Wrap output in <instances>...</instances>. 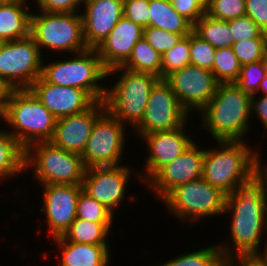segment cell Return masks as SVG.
<instances>
[{
  "instance_id": "obj_50",
  "label": "cell",
  "mask_w": 267,
  "mask_h": 266,
  "mask_svg": "<svg viewBox=\"0 0 267 266\" xmlns=\"http://www.w3.org/2000/svg\"><path fill=\"white\" fill-rule=\"evenodd\" d=\"M266 60H267V43H266Z\"/></svg>"
},
{
  "instance_id": "obj_19",
  "label": "cell",
  "mask_w": 267,
  "mask_h": 266,
  "mask_svg": "<svg viewBox=\"0 0 267 266\" xmlns=\"http://www.w3.org/2000/svg\"><path fill=\"white\" fill-rule=\"evenodd\" d=\"M81 11L87 48L96 49L123 16V0H84Z\"/></svg>"
},
{
  "instance_id": "obj_12",
  "label": "cell",
  "mask_w": 267,
  "mask_h": 266,
  "mask_svg": "<svg viewBox=\"0 0 267 266\" xmlns=\"http://www.w3.org/2000/svg\"><path fill=\"white\" fill-rule=\"evenodd\" d=\"M189 116L170 84L159 79L151 89L143 119L133 132L139 139L144 134L172 130L184 125L191 118Z\"/></svg>"
},
{
  "instance_id": "obj_30",
  "label": "cell",
  "mask_w": 267,
  "mask_h": 266,
  "mask_svg": "<svg viewBox=\"0 0 267 266\" xmlns=\"http://www.w3.org/2000/svg\"><path fill=\"white\" fill-rule=\"evenodd\" d=\"M240 70L241 65L232 47L216 49L212 72L219 83L235 82Z\"/></svg>"
},
{
  "instance_id": "obj_3",
  "label": "cell",
  "mask_w": 267,
  "mask_h": 266,
  "mask_svg": "<svg viewBox=\"0 0 267 266\" xmlns=\"http://www.w3.org/2000/svg\"><path fill=\"white\" fill-rule=\"evenodd\" d=\"M215 143L217 147L204 148L202 178L229 194L256 172L260 150H254L246 141Z\"/></svg>"
},
{
  "instance_id": "obj_35",
  "label": "cell",
  "mask_w": 267,
  "mask_h": 266,
  "mask_svg": "<svg viewBox=\"0 0 267 266\" xmlns=\"http://www.w3.org/2000/svg\"><path fill=\"white\" fill-rule=\"evenodd\" d=\"M206 14L223 21L245 16V0H207Z\"/></svg>"
},
{
  "instance_id": "obj_4",
  "label": "cell",
  "mask_w": 267,
  "mask_h": 266,
  "mask_svg": "<svg viewBox=\"0 0 267 266\" xmlns=\"http://www.w3.org/2000/svg\"><path fill=\"white\" fill-rule=\"evenodd\" d=\"M109 76L118 78L117 81L113 80L114 85L106 87L103 100L105 110L123 125H129L131 131L143 119L151 89L160 78L149 73L131 71L122 66L108 70L107 79Z\"/></svg>"
},
{
  "instance_id": "obj_18",
  "label": "cell",
  "mask_w": 267,
  "mask_h": 266,
  "mask_svg": "<svg viewBox=\"0 0 267 266\" xmlns=\"http://www.w3.org/2000/svg\"><path fill=\"white\" fill-rule=\"evenodd\" d=\"M103 101H96L87 110L58 118L50 142L66 151L82 154L95 121L105 112Z\"/></svg>"
},
{
  "instance_id": "obj_34",
  "label": "cell",
  "mask_w": 267,
  "mask_h": 266,
  "mask_svg": "<svg viewBox=\"0 0 267 266\" xmlns=\"http://www.w3.org/2000/svg\"><path fill=\"white\" fill-rule=\"evenodd\" d=\"M267 38L242 40L232 45V50L241 66L256 63L266 58Z\"/></svg>"
},
{
  "instance_id": "obj_28",
  "label": "cell",
  "mask_w": 267,
  "mask_h": 266,
  "mask_svg": "<svg viewBox=\"0 0 267 266\" xmlns=\"http://www.w3.org/2000/svg\"><path fill=\"white\" fill-rule=\"evenodd\" d=\"M192 31L215 49L230 48L234 44L229 23L204 14L193 24Z\"/></svg>"
},
{
  "instance_id": "obj_39",
  "label": "cell",
  "mask_w": 267,
  "mask_h": 266,
  "mask_svg": "<svg viewBox=\"0 0 267 266\" xmlns=\"http://www.w3.org/2000/svg\"><path fill=\"white\" fill-rule=\"evenodd\" d=\"M123 16L146 28L150 25L149 0H123Z\"/></svg>"
},
{
  "instance_id": "obj_36",
  "label": "cell",
  "mask_w": 267,
  "mask_h": 266,
  "mask_svg": "<svg viewBox=\"0 0 267 266\" xmlns=\"http://www.w3.org/2000/svg\"><path fill=\"white\" fill-rule=\"evenodd\" d=\"M216 49L197 36L190 33V64L212 71Z\"/></svg>"
},
{
  "instance_id": "obj_6",
  "label": "cell",
  "mask_w": 267,
  "mask_h": 266,
  "mask_svg": "<svg viewBox=\"0 0 267 266\" xmlns=\"http://www.w3.org/2000/svg\"><path fill=\"white\" fill-rule=\"evenodd\" d=\"M47 61L44 58L41 73L46 82L82 89L95 101L104 100L107 85L102 81H107L108 70L103 66L96 49L88 48L75 53L70 59Z\"/></svg>"
},
{
  "instance_id": "obj_37",
  "label": "cell",
  "mask_w": 267,
  "mask_h": 266,
  "mask_svg": "<svg viewBox=\"0 0 267 266\" xmlns=\"http://www.w3.org/2000/svg\"><path fill=\"white\" fill-rule=\"evenodd\" d=\"M234 43L254 38H267L258 25L248 16L237 17L227 21Z\"/></svg>"
},
{
  "instance_id": "obj_13",
  "label": "cell",
  "mask_w": 267,
  "mask_h": 266,
  "mask_svg": "<svg viewBox=\"0 0 267 266\" xmlns=\"http://www.w3.org/2000/svg\"><path fill=\"white\" fill-rule=\"evenodd\" d=\"M188 123L189 121L172 130L144 134L139 138L142 143L145 142L149 154L146 155V161H143L145 162L143 168H145L142 170L145 172L135 171L136 179L138 176L141 185H145L163 166L172 162L195 142L193 141L195 138L190 136H195L199 131L196 129V132H193L194 135L193 133L190 135L186 129Z\"/></svg>"
},
{
  "instance_id": "obj_23",
  "label": "cell",
  "mask_w": 267,
  "mask_h": 266,
  "mask_svg": "<svg viewBox=\"0 0 267 266\" xmlns=\"http://www.w3.org/2000/svg\"><path fill=\"white\" fill-rule=\"evenodd\" d=\"M30 0L0 4V41L19 40L29 35ZM29 3V4H28Z\"/></svg>"
},
{
  "instance_id": "obj_27",
  "label": "cell",
  "mask_w": 267,
  "mask_h": 266,
  "mask_svg": "<svg viewBox=\"0 0 267 266\" xmlns=\"http://www.w3.org/2000/svg\"><path fill=\"white\" fill-rule=\"evenodd\" d=\"M161 62L162 55L142 37L122 67L135 72L153 74L161 79Z\"/></svg>"
},
{
  "instance_id": "obj_16",
  "label": "cell",
  "mask_w": 267,
  "mask_h": 266,
  "mask_svg": "<svg viewBox=\"0 0 267 266\" xmlns=\"http://www.w3.org/2000/svg\"><path fill=\"white\" fill-rule=\"evenodd\" d=\"M197 140L172 162L163 166L144 186L160 201L175 187L202 178L204 149Z\"/></svg>"
},
{
  "instance_id": "obj_31",
  "label": "cell",
  "mask_w": 267,
  "mask_h": 266,
  "mask_svg": "<svg viewBox=\"0 0 267 266\" xmlns=\"http://www.w3.org/2000/svg\"><path fill=\"white\" fill-rule=\"evenodd\" d=\"M190 64V34L183 36L175 46L162 55L161 79Z\"/></svg>"
},
{
  "instance_id": "obj_43",
  "label": "cell",
  "mask_w": 267,
  "mask_h": 266,
  "mask_svg": "<svg viewBox=\"0 0 267 266\" xmlns=\"http://www.w3.org/2000/svg\"><path fill=\"white\" fill-rule=\"evenodd\" d=\"M251 118L257 115V120L261 121V124L266 129L267 134V95L254 94L251 95ZM254 113V114H253Z\"/></svg>"
},
{
  "instance_id": "obj_10",
  "label": "cell",
  "mask_w": 267,
  "mask_h": 266,
  "mask_svg": "<svg viewBox=\"0 0 267 266\" xmlns=\"http://www.w3.org/2000/svg\"><path fill=\"white\" fill-rule=\"evenodd\" d=\"M44 57L30 35L19 40L2 42L0 77L14 89H29L41 76Z\"/></svg>"
},
{
  "instance_id": "obj_24",
  "label": "cell",
  "mask_w": 267,
  "mask_h": 266,
  "mask_svg": "<svg viewBox=\"0 0 267 266\" xmlns=\"http://www.w3.org/2000/svg\"><path fill=\"white\" fill-rule=\"evenodd\" d=\"M149 27L163 29L182 37L192 32L193 24L173 7L171 0H149Z\"/></svg>"
},
{
  "instance_id": "obj_1",
  "label": "cell",
  "mask_w": 267,
  "mask_h": 266,
  "mask_svg": "<svg viewBox=\"0 0 267 266\" xmlns=\"http://www.w3.org/2000/svg\"><path fill=\"white\" fill-rule=\"evenodd\" d=\"M231 217L228 236L232 243H218L225 258L252 255L261 245L267 229L265 182L255 172L226 196L224 215ZM265 229V230H264ZM263 233V234H262Z\"/></svg>"
},
{
  "instance_id": "obj_20",
  "label": "cell",
  "mask_w": 267,
  "mask_h": 266,
  "mask_svg": "<svg viewBox=\"0 0 267 266\" xmlns=\"http://www.w3.org/2000/svg\"><path fill=\"white\" fill-rule=\"evenodd\" d=\"M29 89L57 119L83 112L96 102L82 89L50 84L41 76Z\"/></svg>"
},
{
  "instance_id": "obj_32",
  "label": "cell",
  "mask_w": 267,
  "mask_h": 266,
  "mask_svg": "<svg viewBox=\"0 0 267 266\" xmlns=\"http://www.w3.org/2000/svg\"><path fill=\"white\" fill-rule=\"evenodd\" d=\"M113 215L107 208L83 190L77 199L76 218L93 222H114Z\"/></svg>"
},
{
  "instance_id": "obj_41",
  "label": "cell",
  "mask_w": 267,
  "mask_h": 266,
  "mask_svg": "<svg viewBox=\"0 0 267 266\" xmlns=\"http://www.w3.org/2000/svg\"><path fill=\"white\" fill-rule=\"evenodd\" d=\"M37 2V4H36ZM38 11L47 13L81 12L82 0H34ZM39 8V9H38ZM80 10V11H79Z\"/></svg>"
},
{
  "instance_id": "obj_9",
  "label": "cell",
  "mask_w": 267,
  "mask_h": 266,
  "mask_svg": "<svg viewBox=\"0 0 267 266\" xmlns=\"http://www.w3.org/2000/svg\"><path fill=\"white\" fill-rule=\"evenodd\" d=\"M226 196L221 189L199 178L175 187L161 203L175 219L200 223L224 215Z\"/></svg>"
},
{
  "instance_id": "obj_2",
  "label": "cell",
  "mask_w": 267,
  "mask_h": 266,
  "mask_svg": "<svg viewBox=\"0 0 267 266\" xmlns=\"http://www.w3.org/2000/svg\"><path fill=\"white\" fill-rule=\"evenodd\" d=\"M251 95L234 82L219 83L209 103L199 112L201 129L215 141H247L251 129ZM251 119V120H250Z\"/></svg>"
},
{
  "instance_id": "obj_48",
  "label": "cell",
  "mask_w": 267,
  "mask_h": 266,
  "mask_svg": "<svg viewBox=\"0 0 267 266\" xmlns=\"http://www.w3.org/2000/svg\"><path fill=\"white\" fill-rule=\"evenodd\" d=\"M267 95V76L262 80L258 88V94Z\"/></svg>"
},
{
  "instance_id": "obj_21",
  "label": "cell",
  "mask_w": 267,
  "mask_h": 266,
  "mask_svg": "<svg viewBox=\"0 0 267 266\" xmlns=\"http://www.w3.org/2000/svg\"><path fill=\"white\" fill-rule=\"evenodd\" d=\"M143 29L122 16L108 37L96 48L103 66L110 70L122 66L130 57L133 47L143 37Z\"/></svg>"
},
{
  "instance_id": "obj_15",
  "label": "cell",
  "mask_w": 267,
  "mask_h": 266,
  "mask_svg": "<svg viewBox=\"0 0 267 266\" xmlns=\"http://www.w3.org/2000/svg\"><path fill=\"white\" fill-rule=\"evenodd\" d=\"M132 170L126 164L87 168L82 183L83 191L114 215L127 196L126 190L134 173Z\"/></svg>"
},
{
  "instance_id": "obj_33",
  "label": "cell",
  "mask_w": 267,
  "mask_h": 266,
  "mask_svg": "<svg viewBox=\"0 0 267 266\" xmlns=\"http://www.w3.org/2000/svg\"><path fill=\"white\" fill-rule=\"evenodd\" d=\"M267 76V60L241 66L238 79L234 82L243 92L258 94L262 80Z\"/></svg>"
},
{
  "instance_id": "obj_22",
  "label": "cell",
  "mask_w": 267,
  "mask_h": 266,
  "mask_svg": "<svg viewBox=\"0 0 267 266\" xmlns=\"http://www.w3.org/2000/svg\"><path fill=\"white\" fill-rule=\"evenodd\" d=\"M57 249L58 266H109L110 245H93L65 241L61 236L53 238ZM61 258V259H60Z\"/></svg>"
},
{
  "instance_id": "obj_25",
  "label": "cell",
  "mask_w": 267,
  "mask_h": 266,
  "mask_svg": "<svg viewBox=\"0 0 267 266\" xmlns=\"http://www.w3.org/2000/svg\"><path fill=\"white\" fill-rule=\"evenodd\" d=\"M0 128V183L25 172V149L8 131Z\"/></svg>"
},
{
  "instance_id": "obj_7",
  "label": "cell",
  "mask_w": 267,
  "mask_h": 266,
  "mask_svg": "<svg viewBox=\"0 0 267 266\" xmlns=\"http://www.w3.org/2000/svg\"><path fill=\"white\" fill-rule=\"evenodd\" d=\"M36 12L32 10L30 14L29 35L34 39L43 56L47 50L58 55H63L65 52L73 55L88 49L84 41L80 12L39 11L38 13L37 10Z\"/></svg>"
},
{
  "instance_id": "obj_42",
  "label": "cell",
  "mask_w": 267,
  "mask_h": 266,
  "mask_svg": "<svg viewBox=\"0 0 267 266\" xmlns=\"http://www.w3.org/2000/svg\"><path fill=\"white\" fill-rule=\"evenodd\" d=\"M245 15L267 34V0H245Z\"/></svg>"
},
{
  "instance_id": "obj_44",
  "label": "cell",
  "mask_w": 267,
  "mask_h": 266,
  "mask_svg": "<svg viewBox=\"0 0 267 266\" xmlns=\"http://www.w3.org/2000/svg\"><path fill=\"white\" fill-rule=\"evenodd\" d=\"M14 90L3 77H0V120L5 115L7 104Z\"/></svg>"
},
{
  "instance_id": "obj_46",
  "label": "cell",
  "mask_w": 267,
  "mask_h": 266,
  "mask_svg": "<svg viewBox=\"0 0 267 266\" xmlns=\"http://www.w3.org/2000/svg\"><path fill=\"white\" fill-rule=\"evenodd\" d=\"M260 156L261 154L259 155L256 172L262 177V179L265 182V194H266V201H267V162L264 164L262 161V157Z\"/></svg>"
},
{
  "instance_id": "obj_29",
  "label": "cell",
  "mask_w": 267,
  "mask_h": 266,
  "mask_svg": "<svg viewBox=\"0 0 267 266\" xmlns=\"http://www.w3.org/2000/svg\"><path fill=\"white\" fill-rule=\"evenodd\" d=\"M152 266V265H151ZM153 266H224V256L218 243L174 256L164 263Z\"/></svg>"
},
{
  "instance_id": "obj_14",
  "label": "cell",
  "mask_w": 267,
  "mask_h": 266,
  "mask_svg": "<svg viewBox=\"0 0 267 266\" xmlns=\"http://www.w3.org/2000/svg\"><path fill=\"white\" fill-rule=\"evenodd\" d=\"M165 80L190 115L195 110L199 113L209 103L219 84L211 70L191 64L172 72Z\"/></svg>"
},
{
  "instance_id": "obj_5",
  "label": "cell",
  "mask_w": 267,
  "mask_h": 266,
  "mask_svg": "<svg viewBox=\"0 0 267 266\" xmlns=\"http://www.w3.org/2000/svg\"><path fill=\"white\" fill-rule=\"evenodd\" d=\"M2 120L26 150L34 143L51 140L57 118L30 89H15Z\"/></svg>"
},
{
  "instance_id": "obj_47",
  "label": "cell",
  "mask_w": 267,
  "mask_h": 266,
  "mask_svg": "<svg viewBox=\"0 0 267 266\" xmlns=\"http://www.w3.org/2000/svg\"><path fill=\"white\" fill-rule=\"evenodd\" d=\"M262 246L263 250H261V246L258 247V249L252 254L260 263H262L264 266H267V239L266 242L263 243ZM262 251V252H261Z\"/></svg>"
},
{
  "instance_id": "obj_11",
  "label": "cell",
  "mask_w": 267,
  "mask_h": 266,
  "mask_svg": "<svg viewBox=\"0 0 267 266\" xmlns=\"http://www.w3.org/2000/svg\"><path fill=\"white\" fill-rule=\"evenodd\" d=\"M127 126L105 111L94 123L81 154L86 168L119 166L126 143Z\"/></svg>"
},
{
  "instance_id": "obj_26",
  "label": "cell",
  "mask_w": 267,
  "mask_h": 266,
  "mask_svg": "<svg viewBox=\"0 0 267 266\" xmlns=\"http://www.w3.org/2000/svg\"><path fill=\"white\" fill-rule=\"evenodd\" d=\"M113 224L114 222H93L76 218L61 237L73 243L110 245L108 239Z\"/></svg>"
},
{
  "instance_id": "obj_45",
  "label": "cell",
  "mask_w": 267,
  "mask_h": 266,
  "mask_svg": "<svg viewBox=\"0 0 267 266\" xmlns=\"http://www.w3.org/2000/svg\"><path fill=\"white\" fill-rule=\"evenodd\" d=\"M224 266H264L252 255H238L224 259Z\"/></svg>"
},
{
  "instance_id": "obj_38",
  "label": "cell",
  "mask_w": 267,
  "mask_h": 266,
  "mask_svg": "<svg viewBox=\"0 0 267 266\" xmlns=\"http://www.w3.org/2000/svg\"><path fill=\"white\" fill-rule=\"evenodd\" d=\"M143 38L161 55L170 50L182 38L180 34L171 33L155 27L143 29Z\"/></svg>"
},
{
  "instance_id": "obj_40",
  "label": "cell",
  "mask_w": 267,
  "mask_h": 266,
  "mask_svg": "<svg viewBox=\"0 0 267 266\" xmlns=\"http://www.w3.org/2000/svg\"><path fill=\"white\" fill-rule=\"evenodd\" d=\"M174 9L192 24L206 14L207 0H171Z\"/></svg>"
},
{
  "instance_id": "obj_8",
  "label": "cell",
  "mask_w": 267,
  "mask_h": 266,
  "mask_svg": "<svg viewBox=\"0 0 267 266\" xmlns=\"http://www.w3.org/2000/svg\"><path fill=\"white\" fill-rule=\"evenodd\" d=\"M86 166L80 154L66 151L50 141L37 142L25 150V172L33 170L39 186L82 185Z\"/></svg>"
},
{
  "instance_id": "obj_17",
  "label": "cell",
  "mask_w": 267,
  "mask_h": 266,
  "mask_svg": "<svg viewBox=\"0 0 267 266\" xmlns=\"http://www.w3.org/2000/svg\"><path fill=\"white\" fill-rule=\"evenodd\" d=\"M43 204L40 212L45 214L47 237L62 236L76 219L77 199L82 185L48 184L41 186Z\"/></svg>"
},
{
  "instance_id": "obj_49",
  "label": "cell",
  "mask_w": 267,
  "mask_h": 266,
  "mask_svg": "<svg viewBox=\"0 0 267 266\" xmlns=\"http://www.w3.org/2000/svg\"><path fill=\"white\" fill-rule=\"evenodd\" d=\"M18 0H0V4L2 3H11V2H16Z\"/></svg>"
}]
</instances>
